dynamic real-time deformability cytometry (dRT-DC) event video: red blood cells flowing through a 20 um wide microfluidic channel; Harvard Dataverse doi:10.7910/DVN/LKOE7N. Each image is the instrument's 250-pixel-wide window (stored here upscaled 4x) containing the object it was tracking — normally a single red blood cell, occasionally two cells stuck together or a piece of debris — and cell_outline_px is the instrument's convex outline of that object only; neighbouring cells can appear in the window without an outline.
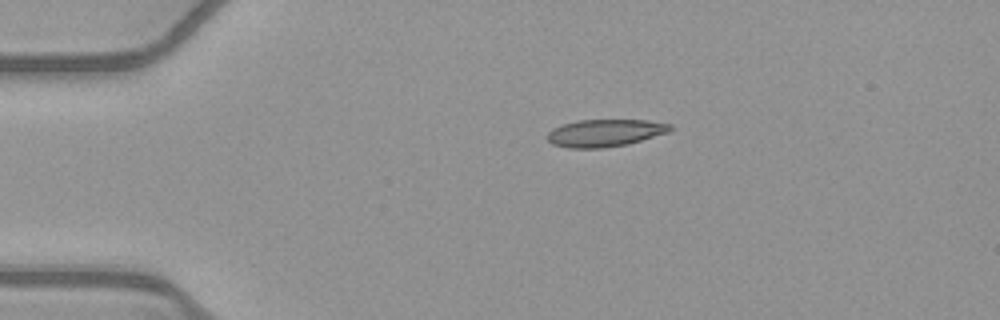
{"species": "common noctule bat (a hibernating species)", "species_latin": "Nyctalus noctula", "temperature_condition": "warm", "stored_images_in_passage": 42, "camera_frame_rate_fps": 3000, "um_per_image_px": 0.085, "animal": {"sex": "female", "body_mass_g": 21.9}, "frame": {"image": 1, "passage_image": 1, "time_ms": 0.0, "image_size_px": [1000, 320], "cell_outline_px": [[672, 128], [668, 132], [628, 144], [600, 148], [568, 148], [552, 144], [544, 136], [552, 128], [564, 124], [580, 120], [648, 120], [672, 124]], "centroid_in_image_um": [51.39, 11.3], "position_along_channel_um": 33.6, "area_um2": 19.59}}
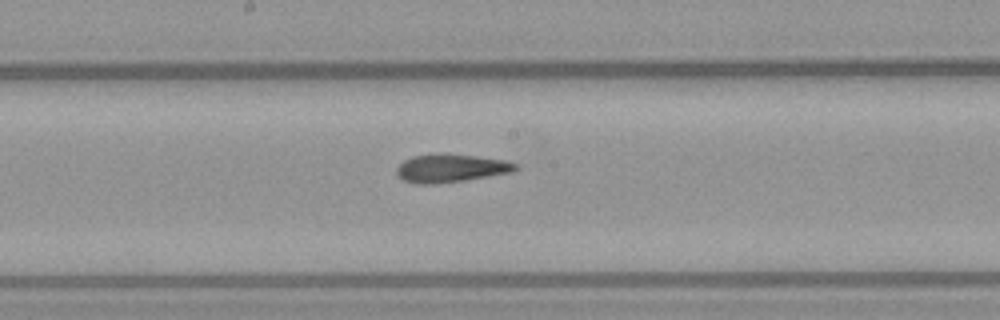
{"frame": {"image": 2, "passage_image": 18, "time_ms": 5.667, "image_size_px": [1000, 320], "cell_outline_px": [[520, 168], [512, 172], [464, 180], [436, 184], [416, 184], [404, 180], [396, 172], [396, 168], [404, 160], [412, 156], [476, 156], [504, 160], [516, 164]], "centroid_in_image_um": [38.33, 14.34], "position_along_channel_um": 209.9, "area_um2": 18.67}}
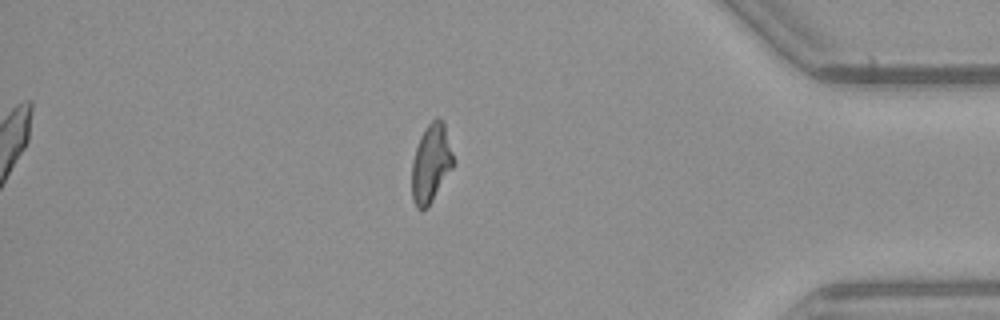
{"frame": {"image": 3, "passage_image": 35, "time_ms": 11.333, "image_size_px": [1000, 320], "cell_outline_px": [[452, 168], [428, 208], [416, 208], [412, 200], [412, 160], [420, 136], [424, 128], [436, 116], [444, 120], [452, 156]], "centroid_in_image_um": [36.61, 13.87], "position_along_channel_um": 398.6, "area_um2": 18.79}, "authors_computed_cell_mechanics": {"area_um2": 19.4208, "velocity_mm_per_s": 3.9415, "shape_relaxation_time_tau1_ms": null, "shape_relaxation_time_tau2_ms": 4.0347, "deformation_change_tau1": null, "deformation_change_tau2": 0.1085}}